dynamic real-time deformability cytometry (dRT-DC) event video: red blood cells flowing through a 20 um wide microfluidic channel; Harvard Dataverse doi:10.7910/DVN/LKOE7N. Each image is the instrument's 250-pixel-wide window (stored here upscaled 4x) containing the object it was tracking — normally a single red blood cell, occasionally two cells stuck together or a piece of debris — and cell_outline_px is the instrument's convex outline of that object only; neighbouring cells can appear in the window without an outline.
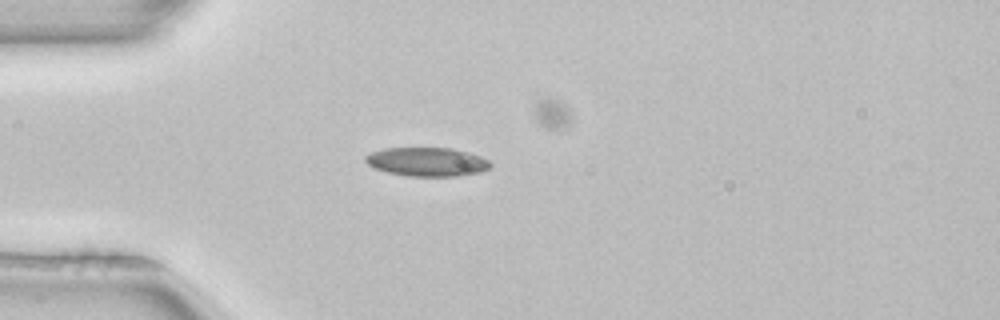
{"species": "common noctule bat (a hibernating species)", "species_latin": "Nyctalus noctula", "temperature_condition": "room temperature", "stored_images_in_passage": 3, "camera_frame_rate_fps": 3000, "um_per_image_px": 0.085, "animal": {"sex": "female", "body_mass_g": 22.7, "forearm_length_mm": 54.2}, "frame": {"image": 1, "passage_image": 2, "time_ms": 0.333, "image_size_px": [1000, 320], "cell_outline_px": [[492, 164], [488, 168], [480, 172], [460, 176], [408, 176], [388, 172], [376, 168], [368, 164], [364, 160], [364, 156], [372, 152], [384, 148], [452, 148], [468, 152], [480, 156], [488, 160]], "centroid_in_image_um": [36.3, 13.75], "position_along_channel_um": 48.7, "area_um2": 20.92}}